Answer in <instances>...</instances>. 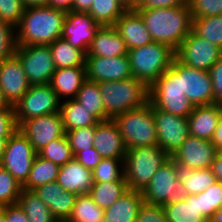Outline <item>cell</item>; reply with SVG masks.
<instances>
[{"label":"cell","mask_w":222,"mask_h":222,"mask_svg":"<svg viewBox=\"0 0 222 222\" xmlns=\"http://www.w3.org/2000/svg\"><path fill=\"white\" fill-rule=\"evenodd\" d=\"M128 55L125 41L114 26H100L86 56L117 57Z\"/></svg>","instance_id":"cell-25"},{"label":"cell","mask_w":222,"mask_h":222,"mask_svg":"<svg viewBox=\"0 0 222 222\" xmlns=\"http://www.w3.org/2000/svg\"><path fill=\"white\" fill-rule=\"evenodd\" d=\"M192 19V31L222 49V15Z\"/></svg>","instance_id":"cell-38"},{"label":"cell","mask_w":222,"mask_h":222,"mask_svg":"<svg viewBox=\"0 0 222 222\" xmlns=\"http://www.w3.org/2000/svg\"><path fill=\"white\" fill-rule=\"evenodd\" d=\"M145 203L165 205L184 200L188 193L177 177L175 160L171 157L155 172L151 182L142 190Z\"/></svg>","instance_id":"cell-8"},{"label":"cell","mask_w":222,"mask_h":222,"mask_svg":"<svg viewBox=\"0 0 222 222\" xmlns=\"http://www.w3.org/2000/svg\"><path fill=\"white\" fill-rule=\"evenodd\" d=\"M133 77L148 88L171 67L175 51L168 45L152 42L148 45L128 50Z\"/></svg>","instance_id":"cell-6"},{"label":"cell","mask_w":222,"mask_h":222,"mask_svg":"<svg viewBox=\"0 0 222 222\" xmlns=\"http://www.w3.org/2000/svg\"><path fill=\"white\" fill-rule=\"evenodd\" d=\"M106 114L115 116L149 102V88L135 77L98 83Z\"/></svg>","instance_id":"cell-3"},{"label":"cell","mask_w":222,"mask_h":222,"mask_svg":"<svg viewBox=\"0 0 222 222\" xmlns=\"http://www.w3.org/2000/svg\"><path fill=\"white\" fill-rule=\"evenodd\" d=\"M18 204L29 222H55L57 220L34 190L22 188Z\"/></svg>","instance_id":"cell-32"},{"label":"cell","mask_w":222,"mask_h":222,"mask_svg":"<svg viewBox=\"0 0 222 222\" xmlns=\"http://www.w3.org/2000/svg\"><path fill=\"white\" fill-rule=\"evenodd\" d=\"M149 102L157 109L180 117H188L194 105L182 93L179 79V61L174 58L168 68L150 87Z\"/></svg>","instance_id":"cell-4"},{"label":"cell","mask_w":222,"mask_h":222,"mask_svg":"<svg viewBox=\"0 0 222 222\" xmlns=\"http://www.w3.org/2000/svg\"><path fill=\"white\" fill-rule=\"evenodd\" d=\"M209 222H222V206L213 214Z\"/></svg>","instance_id":"cell-59"},{"label":"cell","mask_w":222,"mask_h":222,"mask_svg":"<svg viewBox=\"0 0 222 222\" xmlns=\"http://www.w3.org/2000/svg\"><path fill=\"white\" fill-rule=\"evenodd\" d=\"M40 157L53 162L59 166L65 165L74 158L71 147L66 136L52 140L38 153Z\"/></svg>","instance_id":"cell-40"},{"label":"cell","mask_w":222,"mask_h":222,"mask_svg":"<svg viewBox=\"0 0 222 222\" xmlns=\"http://www.w3.org/2000/svg\"><path fill=\"white\" fill-rule=\"evenodd\" d=\"M19 58L30 85L50 84L56 70L49 45L17 46Z\"/></svg>","instance_id":"cell-10"},{"label":"cell","mask_w":222,"mask_h":222,"mask_svg":"<svg viewBox=\"0 0 222 222\" xmlns=\"http://www.w3.org/2000/svg\"><path fill=\"white\" fill-rule=\"evenodd\" d=\"M86 79L97 83L133 77L128 55L117 57L86 56Z\"/></svg>","instance_id":"cell-15"},{"label":"cell","mask_w":222,"mask_h":222,"mask_svg":"<svg viewBox=\"0 0 222 222\" xmlns=\"http://www.w3.org/2000/svg\"><path fill=\"white\" fill-rule=\"evenodd\" d=\"M143 0H135V8L138 6V4Z\"/></svg>","instance_id":"cell-63"},{"label":"cell","mask_w":222,"mask_h":222,"mask_svg":"<svg viewBox=\"0 0 222 222\" xmlns=\"http://www.w3.org/2000/svg\"><path fill=\"white\" fill-rule=\"evenodd\" d=\"M211 142L216 146L218 151H222V116L214 131Z\"/></svg>","instance_id":"cell-55"},{"label":"cell","mask_w":222,"mask_h":222,"mask_svg":"<svg viewBox=\"0 0 222 222\" xmlns=\"http://www.w3.org/2000/svg\"><path fill=\"white\" fill-rule=\"evenodd\" d=\"M25 8L48 6L49 0H22Z\"/></svg>","instance_id":"cell-57"},{"label":"cell","mask_w":222,"mask_h":222,"mask_svg":"<svg viewBox=\"0 0 222 222\" xmlns=\"http://www.w3.org/2000/svg\"><path fill=\"white\" fill-rule=\"evenodd\" d=\"M17 129L14 109L0 110V138H10Z\"/></svg>","instance_id":"cell-48"},{"label":"cell","mask_w":222,"mask_h":222,"mask_svg":"<svg viewBox=\"0 0 222 222\" xmlns=\"http://www.w3.org/2000/svg\"><path fill=\"white\" fill-rule=\"evenodd\" d=\"M74 158L91 171L103 160V157L94 147L77 152L74 155Z\"/></svg>","instance_id":"cell-50"},{"label":"cell","mask_w":222,"mask_h":222,"mask_svg":"<svg viewBox=\"0 0 222 222\" xmlns=\"http://www.w3.org/2000/svg\"><path fill=\"white\" fill-rule=\"evenodd\" d=\"M94 0H73L71 11L88 12Z\"/></svg>","instance_id":"cell-54"},{"label":"cell","mask_w":222,"mask_h":222,"mask_svg":"<svg viewBox=\"0 0 222 222\" xmlns=\"http://www.w3.org/2000/svg\"><path fill=\"white\" fill-rule=\"evenodd\" d=\"M74 99L84 105L100 121L111 119L104 109L103 99L97 82L86 79Z\"/></svg>","instance_id":"cell-34"},{"label":"cell","mask_w":222,"mask_h":222,"mask_svg":"<svg viewBox=\"0 0 222 222\" xmlns=\"http://www.w3.org/2000/svg\"><path fill=\"white\" fill-rule=\"evenodd\" d=\"M60 166L36 155L29 177L22 185V188L34 190L45 183L57 181Z\"/></svg>","instance_id":"cell-33"},{"label":"cell","mask_w":222,"mask_h":222,"mask_svg":"<svg viewBox=\"0 0 222 222\" xmlns=\"http://www.w3.org/2000/svg\"><path fill=\"white\" fill-rule=\"evenodd\" d=\"M143 202L140 191L128 189L115 203L104 209L103 222H135Z\"/></svg>","instance_id":"cell-26"},{"label":"cell","mask_w":222,"mask_h":222,"mask_svg":"<svg viewBox=\"0 0 222 222\" xmlns=\"http://www.w3.org/2000/svg\"><path fill=\"white\" fill-rule=\"evenodd\" d=\"M34 192L57 220H68L71 217L77 194L65 191L57 181L45 183L35 188Z\"/></svg>","instance_id":"cell-21"},{"label":"cell","mask_w":222,"mask_h":222,"mask_svg":"<svg viewBox=\"0 0 222 222\" xmlns=\"http://www.w3.org/2000/svg\"><path fill=\"white\" fill-rule=\"evenodd\" d=\"M217 152L216 146L211 141L189 135L171 158L188 168L197 170L210 168Z\"/></svg>","instance_id":"cell-18"},{"label":"cell","mask_w":222,"mask_h":222,"mask_svg":"<svg viewBox=\"0 0 222 222\" xmlns=\"http://www.w3.org/2000/svg\"><path fill=\"white\" fill-rule=\"evenodd\" d=\"M178 179L182 182L188 195H196L206 191L215 181L210 168L193 170L175 161Z\"/></svg>","instance_id":"cell-30"},{"label":"cell","mask_w":222,"mask_h":222,"mask_svg":"<svg viewBox=\"0 0 222 222\" xmlns=\"http://www.w3.org/2000/svg\"><path fill=\"white\" fill-rule=\"evenodd\" d=\"M30 83L16 55L0 62V90L14 106L29 90Z\"/></svg>","instance_id":"cell-19"},{"label":"cell","mask_w":222,"mask_h":222,"mask_svg":"<svg viewBox=\"0 0 222 222\" xmlns=\"http://www.w3.org/2000/svg\"><path fill=\"white\" fill-rule=\"evenodd\" d=\"M55 222H68V220H56Z\"/></svg>","instance_id":"cell-64"},{"label":"cell","mask_w":222,"mask_h":222,"mask_svg":"<svg viewBox=\"0 0 222 222\" xmlns=\"http://www.w3.org/2000/svg\"><path fill=\"white\" fill-rule=\"evenodd\" d=\"M0 210L5 214L7 222H29L23 209L18 203L2 206L0 207Z\"/></svg>","instance_id":"cell-52"},{"label":"cell","mask_w":222,"mask_h":222,"mask_svg":"<svg viewBox=\"0 0 222 222\" xmlns=\"http://www.w3.org/2000/svg\"><path fill=\"white\" fill-rule=\"evenodd\" d=\"M24 10L22 0H0V20L15 28L19 25Z\"/></svg>","instance_id":"cell-45"},{"label":"cell","mask_w":222,"mask_h":222,"mask_svg":"<svg viewBox=\"0 0 222 222\" xmlns=\"http://www.w3.org/2000/svg\"><path fill=\"white\" fill-rule=\"evenodd\" d=\"M16 49V28L0 20V62L15 55Z\"/></svg>","instance_id":"cell-44"},{"label":"cell","mask_w":222,"mask_h":222,"mask_svg":"<svg viewBox=\"0 0 222 222\" xmlns=\"http://www.w3.org/2000/svg\"><path fill=\"white\" fill-rule=\"evenodd\" d=\"M73 0H49L48 6L61 9L64 11H71Z\"/></svg>","instance_id":"cell-56"},{"label":"cell","mask_w":222,"mask_h":222,"mask_svg":"<svg viewBox=\"0 0 222 222\" xmlns=\"http://www.w3.org/2000/svg\"><path fill=\"white\" fill-rule=\"evenodd\" d=\"M135 222H168V220L163 206L143 202Z\"/></svg>","instance_id":"cell-47"},{"label":"cell","mask_w":222,"mask_h":222,"mask_svg":"<svg viewBox=\"0 0 222 222\" xmlns=\"http://www.w3.org/2000/svg\"><path fill=\"white\" fill-rule=\"evenodd\" d=\"M188 4V0H143L135 9L170 8Z\"/></svg>","instance_id":"cell-51"},{"label":"cell","mask_w":222,"mask_h":222,"mask_svg":"<svg viewBox=\"0 0 222 222\" xmlns=\"http://www.w3.org/2000/svg\"><path fill=\"white\" fill-rule=\"evenodd\" d=\"M104 209L100 208L91 196L80 194L77 196L71 217L68 222H103Z\"/></svg>","instance_id":"cell-37"},{"label":"cell","mask_w":222,"mask_h":222,"mask_svg":"<svg viewBox=\"0 0 222 222\" xmlns=\"http://www.w3.org/2000/svg\"><path fill=\"white\" fill-rule=\"evenodd\" d=\"M213 104H222V57L211 67Z\"/></svg>","instance_id":"cell-49"},{"label":"cell","mask_w":222,"mask_h":222,"mask_svg":"<svg viewBox=\"0 0 222 222\" xmlns=\"http://www.w3.org/2000/svg\"><path fill=\"white\" fill-rule=\"evenodd\" d=\"M61 100L50 84L30 85L25 95L14 105L15 120L19 127L31 118L58 113Z\"/></svg>","instance_id":"cell-9"},{"label":"cell","mask_w":222,"mask_h":222,"mask_svg":"<svg viewBox=\"0 0 222 222\" xmlns=\"http://www.w3.org/2000/svg\"><path fill=\"white\" fill-rule=\"evenodd\" d=\"M200 211L209 219L222 206V183L215 181L206 191L199 193Z\"/></svg>","instance_id":"cell-42"},{"label":"cell","mask_w":222,"mask_h":222,"mask_svg":"<svg viewBox=\"0 0 222 222\" xmlns=\"http://www.w3.org/2000/svg\"><path fill=\"white\" fill-rule=\"evenodd\" d=\"M127 9H135V0H120Z\"/></svg>","instance_id":"cell-61"},{"label":"cell","mask_w":222,"mask_h":222,"mask_svg":"<svg viewBox=\"0 0 222 222\" xmlns=\"http://www.w3.org/2000/svg\"><path fill=\"white\" fill-rule=\"evenodd\" d=\"M56 68L85 67L86 54L62 38L49 45Z\"/></svg>","instance_id":"cell-31"},{"label":"cell","mask_w":222,"mask_h":222,"mask_svg":"<svg viewBox=\"0 0 222 222\" xmlns=\"http://www.w3.org/2000/svg\"><path fill=\"white\" fill-rule=\"evenodd\" d=\"M222 116V104L194 107L187 117L189 134L203 140L211 141L217 124Z\"/></svg>","instance_id":"cell-23"},{"label":"cell","mask_w":222,"mask_h":222,"mask_svg":"<svg viewBox=\"0 0 222 222\" xmlns=\"http://www.w3.org/2000/svg\"><path fill=\"white\" fill-rule=\"evenodd\" d=\"M114 27L125 41L128 50L153 42L143 18L136 9H128L116 21Z\"/></svg>","instance_id":"cell-22"},{"label":"cell","mask_w":222,"mask_h":222,"mask_svg":"<svg viewBox=\"0 0 222 222\" xmlns=\"http://www.w3.org/2000/svg\"><path fill=\"white\" fill-rule=\"evenodd\" d=\"M0 222H7L5 214L0 210Z\"/></svg>","instance_id":"cell-62"},{"label":"cell","mask_w":222,"mask_h":222,"mask_svg":"<svg viewBox=\"0 0 222 222\" xmlns=\"http://www.w3.org/2000/svg\"><path fill=\"white\" fill-rule=\"evenodd\" d=\"M61 100L59 113L65 131L96 125L100 120L75 99Z\"/></svg>","instance_id":"cell-28"},{"label":"cell","mask_w":222,"mask_h":222,"mask_svg":"<svg viewBox=\"0 0 222 222\" xmlns=\"http://www.w3.org/2000/svg\"><path fill=\"white\" fill-rule=\"evenodd\" d=\"M3 109H14V106L9 104V102L5 99L3 92L0 90V110Z\"/></svg>","instance_id":"cell-58"},{"label":"cell","mask_w":222,"mask_h":222,"mask_svg":"<svg viewBox=\"0 0 222 222\" xmlns=\"http://www.w3.org/2000/svg\"><path fill=\"white\" fill-rule=\"evenodd\" d=\"M222 57V49L191 31L175 51V58L191 68L210 71Z\"/></svg>","instance_id":"cell-12"},{"label":"cell","mask_w":222,"mask_h":222,"mask_svg":"<svg viewBox=\"0 0 222 222\" xmlns=\"http://www.w3.org/2000/svg\"><path fill=\"white\" fill-rule=\"evenodd\" d=\"M127 10L120 0H94L87 13L100 26H114Z\"/></svg>","instance_id":"cell-35"},{"label":"cell","mask_w":222,"mask_h":222,"mask_svg":"<svg viewBox=\"0 0 222 222\" xmlns=\"http://www.w3.org/2000/svg\"><path fill=\"white\" fill-rule=\"evenodd\" d=\"M95 132L96 125L65 131V136L68 139L73 155L77 152L93 147Z\"/></svg>","instance_id":"cell-43"},{"label":"cell","mask_w":222,"mask_h":222,"mask_svg":"<svg viewBox=\"0 0 222 222\" xmlns=\"http://www.w3.org/2000/svg\"><path fill=\"white\" fill-rule=\"evenodd\" d=\"M85 80V67L56 68L50 85L60 100L74 99Z\"/></svg>","instance_id":"cell-27"},{"label":"cell","mask_w":222,"mask_h":222,"mask_svg":"<svg viewBox=\"0 0 222 222\" xmlns=\"http://www.w3.org/2000/svg\"><path fill=\"white\" fill-rule=\"evenodd\" d=\"M57 183L65 191L80 195L88 194L94 181L91 170L73 158L65 165L60 166Z\"/></svg>","instance_id":"cell-24"},{"label":"cell","mask_w":222,"mask_h":222,"mask_svg":"<svg viewBox=\"0 0 222 222\" xmlns=\"http://www.w3.org/2000/svg\"><path fill=\"white\" fill-rule=\"evenodd\" d=\"M113 119L127 150L158 145L155 119L150 102L140 108L121 113Z\"/></svg>","instance_id":"cell-7"},{"label":"cell","mask_w":222,"mask_h":222,"mask_svg":"<svg viewBox=\"0 0 222 222\" xmlns=\"http://www.w3.org/2000/svg\"><path fill=\"white\" fill-rule=\"evenodd\" d=\"M168 222H209L200 211L199 194L163 205Z\"/></svg>","instance_id":"cell-29"},{"label":"cell","mask_w":222,"mask_h":222,"mask_svg":"<svg viewBox=\"0 0 222 222\" xmlns=\"http://www.w3.org/2000/svg\"><path fill=\"white\" fill-rule=\"evenodd\" d=\"M38 153L52 140L65 136L60 113L39 116L24 121L19 127Z\"/></svg>","instance_id":"cell-14"},{"label":"cell","mask_w":222,"mask_h":222,"mask_svg":"<svg viewBox=\"0 0 222 222\" xmlns=\"http://www.w3.org/2000/svg\"><path fill=\"white\" fill-rule=\"evenodd\" d=\"M22 184L0 165V207L18 203Z\"/></svg>","instance_id":"cell-41"},{"label":"cell","mask_w":222,"mask_h":222,"mask_svg":"<svg viewBox=\"0 0 222 222\" xmlns=\"http://www.w3.org/2000/svg\"><path fill=\"white\" fill-rule=\"evenodd\" d=\"M99 27L87 12L67 11L61 38L86 54Z\"/></svg>","instance_id":"cell-17"},{"label":"cell","mask_w":222,"mask_h":222,"mask_svg":"<svg viewBox=\"0 0 222 222\" xmlns=\"http://www.w3.org/2000/svg\"><path fill=\"white\" fill-rule=\"evenodd\" d=\"M181 91L196 106L213 104V86L209 71L191 68L179 62Z\"/></svg>","instance_id":"cell-16"},{"label":"cell","mask_w":222,"mask_h":222,"mask_svg":"<svg viewBox=\"0 0 222 222\" xmlns=\"http://www.w3.org/2000/svg\"><path fill=\"white\" fill-rule=\"evenodd\" d=\"M91 172L94 182L126 181L123 159L103 158Z\"/></svg>","instance_id":"cell-39"},{"label":"cell","mask_w":222,"mask_h":222,"mask_svg":"<svg viewBox=\"0 0 222 222\" xmlns=\"http://www.w3.org/2000/svg\"><path fill=\"white\" fill-rule=\"evenodd\" d=\"M170 158L158 145L127 150L124 177L129 190L140 191L151 182L155 172Z\"/></svg>","instance_id":"cell-5"},{"label":"cell","mask_w":222,"mask_h":222,"mask_svg":"<svg viewBox=\"0 0 222 222\" xmlns=\"http://www.w3.org/2000/svg\"><path fill=\"white\" fill-rule=\"evenodd\" d=\"M192 18L222 15V0H188Z\"/></svg>","instance_id":"cell-46"},{"label":"cell","mask_w":222,"mask_h":222,"mask_svg":"<svg viewBox=\"0 0 222 222\" xmlns=\"http://www.w3.org/2000/svg\"><path fill=\"white\" fill-rule=\"evenodd\" d=\"M212 173L215 175L216 181L222 183V151H218L211 167Z\"/></svg>","instance_id":"cell-53"},{"label":"cell","mask_w":222,"mask_h":222,"mask_svg":"<svg viewBox=\"0 0 222 222\" xmlns=\"http://www.w3.org/2000/svg\"><path fill=\"white\" fill-rule=\"evenodd\" d=\"M66 14L50 6L25 8L16 27L17 46L50 45L61 38Z\"/></svg>","instance_id":"cell-2"},{"label":"cell","mask_w":222,"mask_h":222,"mask_svg":"<svg viewBox=\"0 0 222 222\" xmlns=\"http://www.w3.org/2000/svg\"><path fill=\"white\" fill-rule=\"evenodd\" d=\"M8 139L9 138H0V163H1L3 155H4Z\"/></svg>","instance_id":"cell-60"},{"label":"cell","mask_w":222,"mask_h":222,"mask_svg":"<svg viewBox=\"0 0 222 222\" xmlns=\"http://www.w3.org/2000/svg\"><path fill=\"white\" fill-rule=\"evenodd\" d=\"M136 10L143 18L152 41L166 44L174 51L192 31L193 19L189 4Z\"/></svg>","instance_id":"cell-1"},{"label":"cell","mask_w":222,"mask_h":222,"mask_svg":"<svg viewBox=\"0 0 222 222\" xmlns=\"http://www.w3.org/2000/svg\"><path fill=\"white\" fill-rule=\"evenodd\" d=\"M155 119L158 146L170 157L179 149L189 134V125L186 117H180L152 105Z\"/></svg>","instance_id":"cell-13"},{"label":"cell","mask_w":222,"mask_h":222,"mask_svg":"<svg viewBox=\"0 0 222 222\" xmlns=\"http://www.w3.org/2000/svg\"><path fill=\"white\" fill-rule=\"evenodd\" d=\"M128 190L126 181L94 182L89 195L102 209H107Z\"/></svg>","instance_id":"cell-36"},{"label":"cell","mask_w":222,"mask_h":222,"mask_svg":"<svg viewBox=\"0 0 222 222\" xmlns=\"http://www.w3.org/2000/svg\"><path fill=\"white\" fill-rule=\"evenodd\" d=\"M36 155L28 138L18 128L7 140L0 165L23 185L29 177Z\"/></svg>","instance_id":"cell-11"},{"label":"cell","mask_w":222,"mask_h":222,"mask_svg":"<svg viewBox=\"0 0 222 222\" xmlns=\"http://www.w3.org/2000/svg\"><path fill=\"white\" fill-rule=\"evenodd\" d=\"M93 147L103 158L124 160L127 149L114 119L100 121L96 124Z\"/></svg>","instance_id":"cell-20"}]
</instances>
